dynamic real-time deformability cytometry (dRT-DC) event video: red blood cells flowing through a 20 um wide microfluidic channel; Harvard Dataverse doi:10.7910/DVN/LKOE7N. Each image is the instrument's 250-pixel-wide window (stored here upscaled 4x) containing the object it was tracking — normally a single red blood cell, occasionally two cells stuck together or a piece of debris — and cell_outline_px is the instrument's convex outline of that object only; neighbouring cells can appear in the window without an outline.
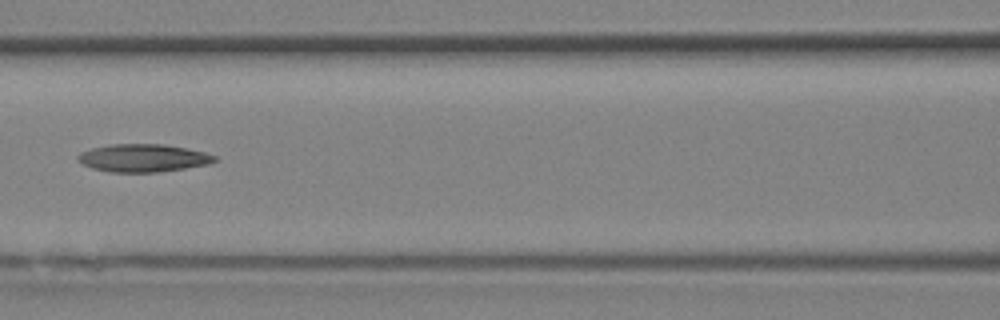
{"species": "Egyptian fruit bat (a non-hibernating species)", "species_latin": "Rousettus aegyptiacus", "temperature_condition": "room temperature", "stored_images_in_passage": 31, "camera_frame_rate_fps": 3000, "um_per_image_px": 0.085, "animal": {"sex": "female"}, "frame": {"image": 1, "passage_image": 14, "time_ms": 4.333, "image_size_px": [1000, 320], "cell_outline_px": [[216, 160], [208, 164], [184, 168], [156, 172], [112, 172], [92, 168], [76, 160], [76, 156], [80, 152], [92, 148], [112, 144], [164, 144], [204, 152], [216, 156]], "centroid_in_image_um": [12.13, 13.42], "position_along_channel_um": 154.5, "area_um2": 21.96}}
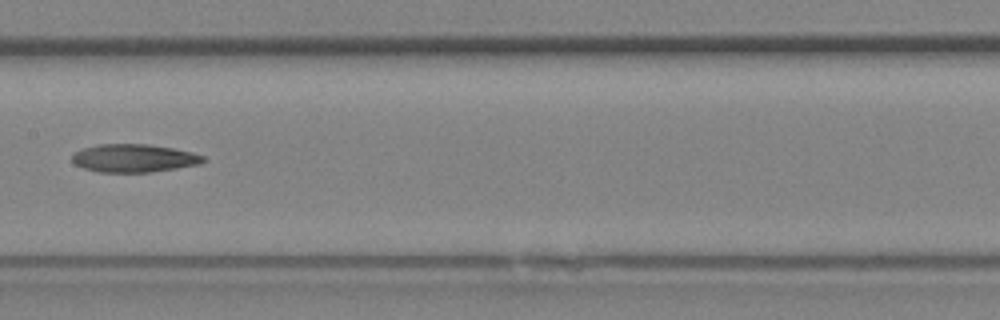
{"frame": {"image": 2, "passage_image": 16, "time_ms": 5.0, "image_size_px": [1000, 320], "cell_outline_px": [[208, 160], [200, 164], [152, 172], [100, 172], [84, 168], [76, 164], [72, 160], [72, 156], [80, 148], [96, 144], [148, 144], [172, 148], [192, 152], [204, 156]], "centroid_in_image_um": [11.4, 13.44], "position_along_channel_um": 196.0, "area_um2": 21.5}}
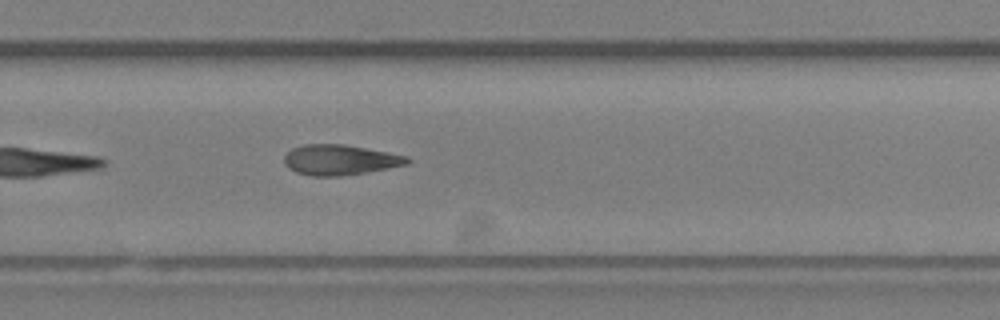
{"frame": {"image": 3, "passage_image": 21, "time_ms": 6.667, "image_size_px": [1000, 320], "cell_outline_px": [[412, 160], [408, 164], [368, 172], [340, 176], [312, 176], [296, 172], [288, 168], [284, 164], [284, 156], [292, 148], [304, 144], [344, 144], [388, 152], [408, 156]], "centroid_in_image_um": [28.9, 13.59], "position_along_channel_um": 300.9, "area_um2": 21.85}}